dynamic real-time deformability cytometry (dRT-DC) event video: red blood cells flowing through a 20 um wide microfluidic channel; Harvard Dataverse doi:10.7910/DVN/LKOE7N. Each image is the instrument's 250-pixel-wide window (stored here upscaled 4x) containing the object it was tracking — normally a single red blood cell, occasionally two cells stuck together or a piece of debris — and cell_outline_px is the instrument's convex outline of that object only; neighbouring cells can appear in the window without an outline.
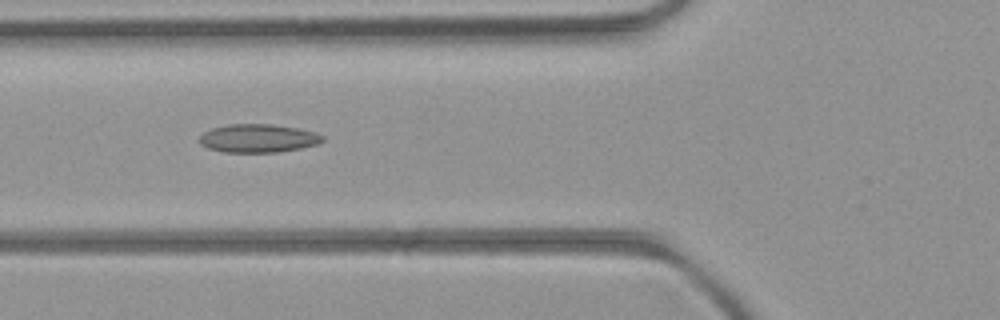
{"species": "common noctule bat (a hibernating species)", "species_latin": "Nyctalus noctula", "temperature_condition": "room temperature", "stored_images_in_passage": 41, "camera_frame_rate_fps": 3000, "um_per_image_px": 0.085, "animal": {"sex": "female", "body_mass_g": 21.9}, "frame": {"image": 1, "passage_image": 8, "time_ms": 2.333, "image_size_px": [1000, 320], "cell_outline_px": [[324, 140], [316, 144], [300, 148], [280, 152], [224, 152], [208, 148], [200, 144], [200, 136], [204, 132], [212, 128], [228, 124], [272, 124], [296, 128], [316, 132], [324, 136]], "centroid_in_image_um": [21.94, 11.75], "position_along_channel_um": 103.9, "area_um2": 20.29}}
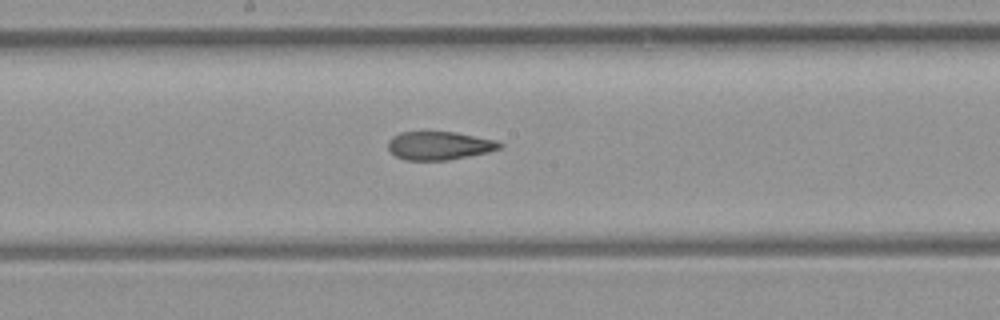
{"frame": {"image": 2, "passage_image": 16, "time_ms": 5.0, "image_size_px": [1000, 320], "cell_outline_px": [[504, 144], [500, 148], [488, 152], [448, 160], [404, 160], [396, 156], [388, 148], [388, 140], [392, 136], [400, 132], [456, 132], [496, 140]], "centroid_in_image_um": [37.33, 12.37], "position_along_channel_um": 210.9, "area_um2": 18.44}}
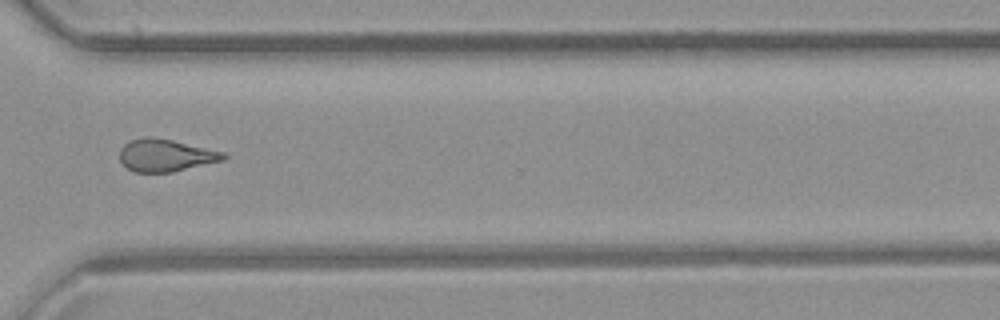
{"frame": {"image": 3, "passage_image": 27, "time_ms": 8.667, "image_size_px": [1000, 320], "cell_outline_px": [[228, 156], [224, 160], [172, 172], [132, 172], [120, 160], [120, 148], [124, 144], [132, 140], [172, 140], [224, 152]], "centroid_in_image_um": [14.12, 13.25], "position_along_channel_um": 356.5, "area_um2": 18.84}, "authors_computed_cell_mechanics": {"area_um2": 19.4786, "velocity_mm_per_s": 3.9873, "shape_relaxation_time_tau1_ms": null, "shape_relaxation_time_tau2_ms": 2.0055, "deformation_change_tau1": null, "deformation_change_tau2": 0.0971}}